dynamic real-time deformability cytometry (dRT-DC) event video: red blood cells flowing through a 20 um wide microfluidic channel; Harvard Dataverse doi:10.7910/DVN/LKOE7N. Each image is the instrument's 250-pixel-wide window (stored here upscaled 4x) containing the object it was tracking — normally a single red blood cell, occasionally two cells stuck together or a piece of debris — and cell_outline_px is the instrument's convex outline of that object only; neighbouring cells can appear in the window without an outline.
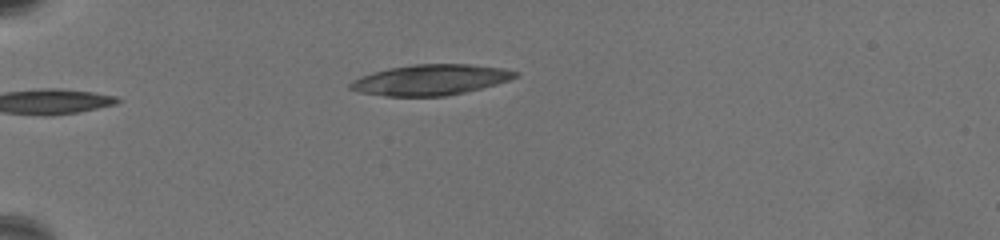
{"species": "common noctule bat (a hibernating species)", "species_latin": "Nyctalus noctula", "temperature_condition": "warm", "stored_images_in_passage": 25, "camera_frame_rate_fps": 3000, "um_per_image_px": 0.085, "animal": {"sex": "female", "body_mass_g": 19.5, "forearm_length_mm": 54.1}, "frame": {"image": 1, "passage_image": 1, "time_ms": 0.0, "image_size_px": [1000, 240], "cell_outline_px": [[520, 72], [516, 76], [508, 80], [496, 84], [464, 92], [444, 96], [384, 96], [360, 92], [348, 88], [348, 84], [352, 80], [376, 72], [392, 68], [416, 64], [468, 64], [500, 68]], "centroid_in_image_um": [36.59, 6.79], "position_along_channel_um": 48.4, "area_um2": 28.9}}
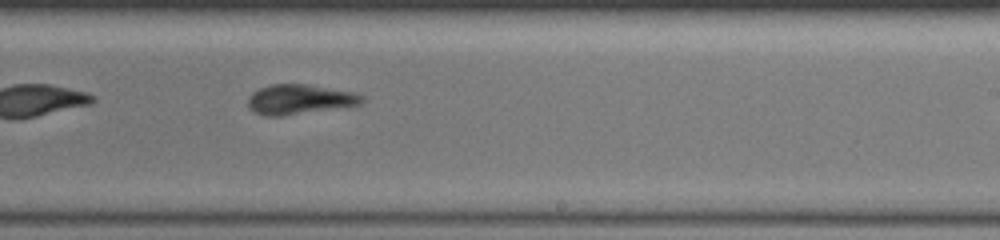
{"frame": {"image": 2, "passage_image": 18, "time_ms": 5.667, "image_size_px": [1000, 240], "cell_outline_px": [[364, 100], [360, 104], [280, 116], [264, 116], [248, 108], [248, 96], [252, 92], [260, 88], [272, 84], [304, 84], [352, 92], [364, 96]], "centroid_in_image_um": [25.4, 8.44], "position_along_channel_um": 263.6, "area_um2": 19.42}}
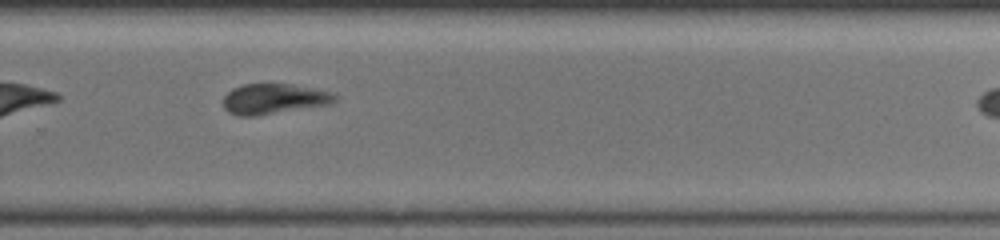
{"frame": {"image": 3, "passage_image": 22, "time_ms": 7.0, "image_size_px": [1000, 240], "cell_outline_px": [[340, 96], [332, 104], [256, 116], [236, 116], [228, 112], [224, 108], [224, 96], [232, 88], [244, 84], [288, 84], [332, 92]], "centroid_in_image_um": [23.29, 8.42], "position_along_channel_um": 306.5, "area_um2": 19.83}}